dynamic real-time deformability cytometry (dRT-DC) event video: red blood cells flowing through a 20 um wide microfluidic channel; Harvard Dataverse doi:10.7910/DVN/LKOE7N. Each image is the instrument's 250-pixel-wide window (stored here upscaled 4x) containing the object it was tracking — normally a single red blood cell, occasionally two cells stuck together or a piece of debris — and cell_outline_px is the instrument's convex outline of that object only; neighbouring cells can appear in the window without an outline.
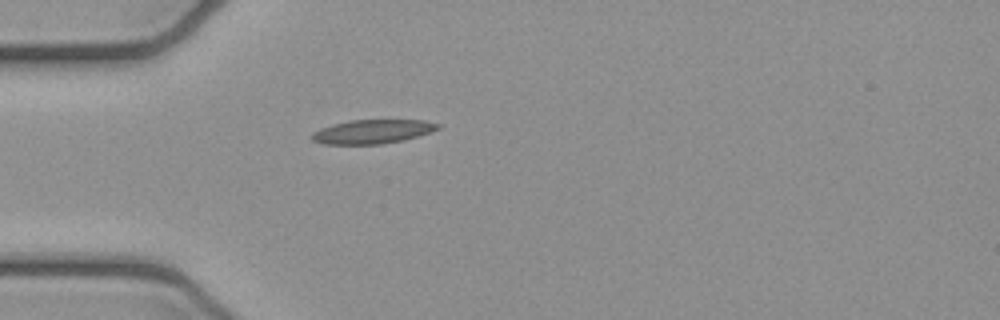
{"species": "common noctule bat (a hibernating species)", "species_latin": "Nyctalus noctula", "temperature_condition": "cold", "stored_images_in_passage": 1, "camera_frame_rate_fps": 3000, "um_per_image_px": 0.085, "animal": {"sex": "female", "body_mass_g": 21.9}, "frame": {"image": 1, "passage_image": 1, "time_ms": 0.0, "image_size_px": [1000, 320], "cell_outline_px": [[440, 128], [404, 140], [380, 144], [324, 144], [312, 140], [312, 132], [320, 128], [332, 124], [348, 120], [424, 120], [440, 124]], "centroid_in_image_um": [31.63, 11.18], "position_along_channel_um": 53.4, "area_um2": 17.51}}